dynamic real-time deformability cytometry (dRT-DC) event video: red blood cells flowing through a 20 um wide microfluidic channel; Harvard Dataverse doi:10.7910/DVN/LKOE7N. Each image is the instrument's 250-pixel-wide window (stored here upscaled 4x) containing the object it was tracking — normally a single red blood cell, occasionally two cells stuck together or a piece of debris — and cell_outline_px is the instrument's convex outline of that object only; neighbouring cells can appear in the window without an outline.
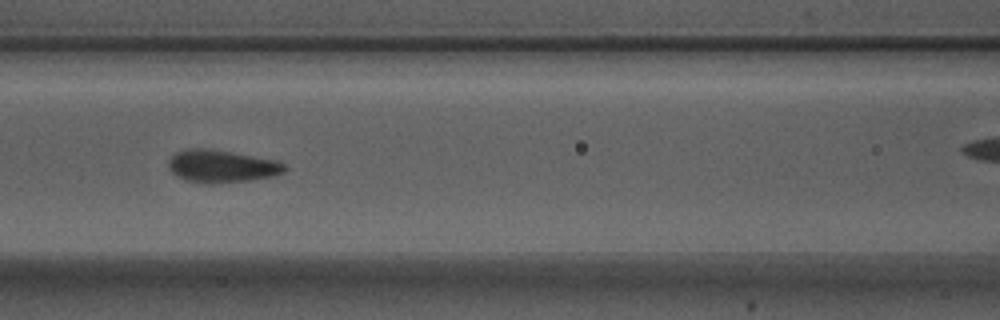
{"species": "Egyptian fruit bat (a non-hibernating species)", "species_latin": "Rousettus aegyptiacus", "temperature_condition": "warm", "stored_images_in_passage": 10, "camera_frame_rate_fps": 3000, "um_per_image_px": 0.085, "animal": {"sex": "male"}, "frame": {"image": 1, "passage_image": 6, "time_ms": 1.667, "image_size_px": [1000, 320], "cell_outline_px": [[288, 168], [284, 172], [272, 176], [248, 180], [212, 184], [204, 184], [184, 180], [176, 176], [168, 168], [168, 160], [176, 152], [188, 148], [200, 148], [232, 152], [280, 160]], "centroid_in_image_um": [18.84, 14.13], "position_along_channel_um": 147.8, "area_um2": 22.25}}
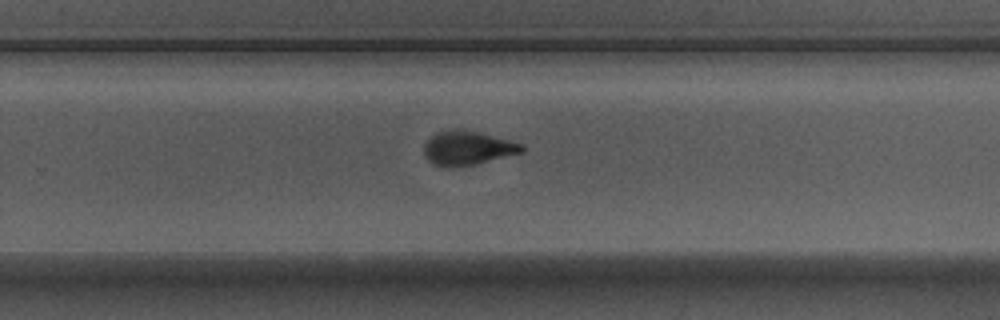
{"frame": {"image": 2, "passage_image": 10, "time_ms": 3.0, "image_size_px": [1000, 320], "cell_outline_px": [[524, 152], [476, 164], [452, 168], [444, 168], [428, 160], [424, 156], [424, 144], [432, 136], [440, 132], [476, 132], [524, 144]], "centroid_in_image_um": [39.76, 12.65], "position_along_channel_um": 290.0, "area_um2": 18.79}}